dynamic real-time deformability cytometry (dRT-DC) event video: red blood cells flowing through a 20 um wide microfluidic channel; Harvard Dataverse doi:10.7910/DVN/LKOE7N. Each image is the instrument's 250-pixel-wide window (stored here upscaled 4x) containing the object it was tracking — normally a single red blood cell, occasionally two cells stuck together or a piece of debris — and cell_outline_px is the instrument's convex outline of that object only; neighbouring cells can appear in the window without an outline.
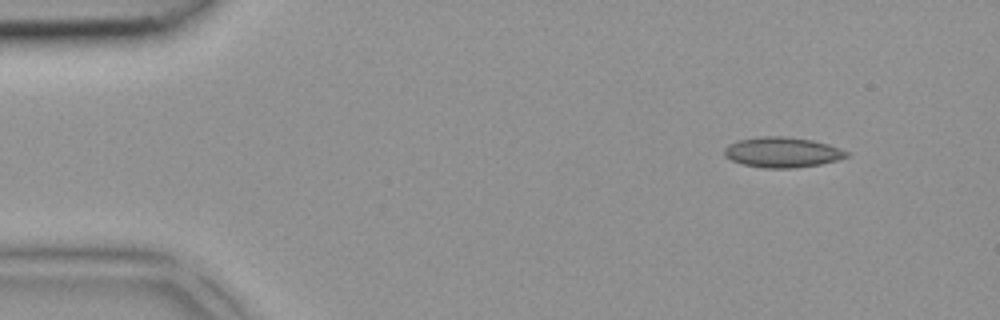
{"species": "common noctule bat (a hibernating species)", "species_latin": "Nyctalus noctula", "temperature_condition": "room temperature", "stored_images_in_passage": 3, "camera_frame_rate_fps": 3000, "um_per_image_px": 0.085, "animal": {"sex": "female", "body_mass_g": 18.4}, "frame": {"image": 1, "passage_image": 1, "time_ms": 0.0, "image_size_px": [1000, 320], "cell_outline_px": [[848, 156], [836, 160], [820, 164], [796, 168], [764, 168], [744, 164], [732, 160], [724, 156], [724, 148], [728, 144], [740, 140], [764, 136], [784, 136], [812, 140], [828, 144], [840, 148], [848, 152]], "centroid_in_image_um": [66.49, 12.94], "position_along_channel_um": 18.5, "area_um2": 21.44}}
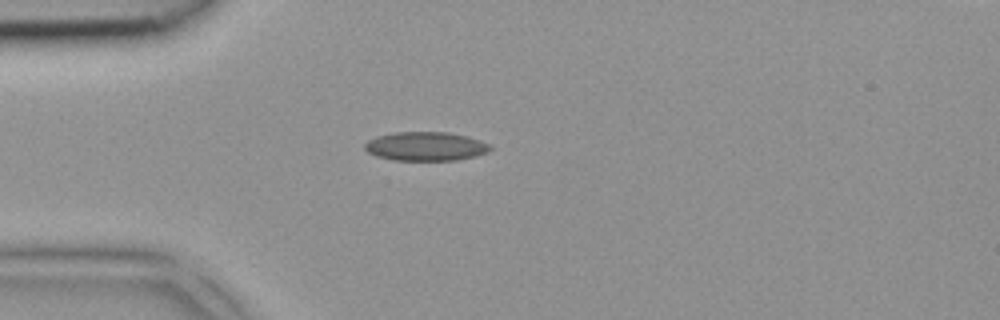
{"frame": {"image": 2, "passage_image": 3, "time_ms": 0.667, "image_size_px": [1000, 320], "cell_outline_px": [[492, 148], [488, 152], [476, 156], [456, 160], [392, 160], [376, 156], [368, 152], [364, 148], [364, 144], [368, 140], [376, 136], [396, 132], [448, 132], [468, 136], [480, 140], [488, 144]], "centroid_in_image_um": [36.18, 12.43], "position_along_channel_um": 48.8, "area_um2": 21.21}}